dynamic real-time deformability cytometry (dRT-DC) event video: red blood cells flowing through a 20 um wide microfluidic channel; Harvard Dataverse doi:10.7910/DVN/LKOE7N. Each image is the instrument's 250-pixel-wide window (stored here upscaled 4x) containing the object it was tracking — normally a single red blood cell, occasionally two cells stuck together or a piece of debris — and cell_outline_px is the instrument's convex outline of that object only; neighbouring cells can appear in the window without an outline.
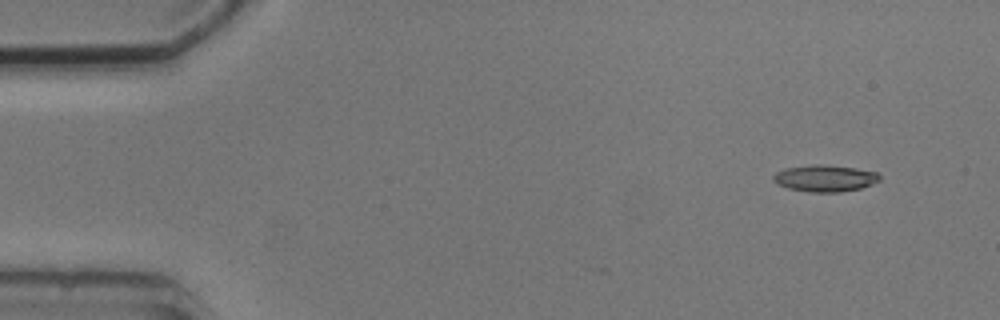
{"species": "common noctule bat (a hibernating species)", "species_latin": "Nyctalus noctula", "temperature_condition": "cold", "stored_images_in_passage": 5, "camera_frame_rate_fps": 3000, "um_per_image_px": 0.085, "animal": {"sex": "male", "body_mass_g": 20.5, "forearm_length_mm": 52.5}, "frame": {"image": 1, "passage_image": 2, "time_ms": 1.0, "image_size_px": [1000, 320], "cell_outline_px": [[880, 180], [872, 184], [860, 188], [840, 192], [812, 192], [788, 188], [776, 184], [772, 180], [772, 176], [776, 172], [788, 168], [812, 164], [820, 164], [856, 168], [876, 172], [880, 176]], "centroid_in_image_um": [70.1, 15.15], "position_along_channel_um": 14.9, "area_um2": 16.47}}